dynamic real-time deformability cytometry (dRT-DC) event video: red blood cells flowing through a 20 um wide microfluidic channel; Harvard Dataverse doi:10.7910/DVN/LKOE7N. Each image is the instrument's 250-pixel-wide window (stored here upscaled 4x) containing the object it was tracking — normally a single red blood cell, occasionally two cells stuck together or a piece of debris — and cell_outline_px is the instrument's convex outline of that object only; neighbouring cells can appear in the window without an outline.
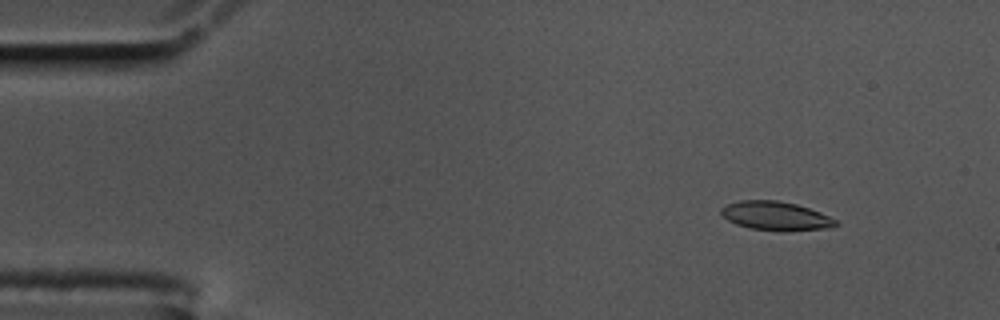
{"species": "common noctule bat (a hibernating species)", "species_latin": "Nyctalus noctula", "temperature_condition": "cold", "stored_images_in_passage": 58, "segment_of_instrument_passage": [1, 2], "camera_frame_rate_fps": 3000, "um_per_image_px": 0.085, "animal": {"sex": "male", "body_mass_g": 17.5, "forearm_length_mm": 52.3}, "frame": {"image": 1, "passage_image": 7, "time_ms": 2.0, "image_size_px": [1000, 320], "cell_outline_px": [[840, 224], [832, 228], [788, 232], [784, 232], [752, 228], [736, 224], [728, 220], [720, 212], [720, 208], [728, 204], [740, 200], [776, 200], [796, 204], [820, 212], [836, 220]], "centroid_in_image_um": [65.98, 18.37], "position_along_channel_um": 19.0, "area_um2": 19.42}}
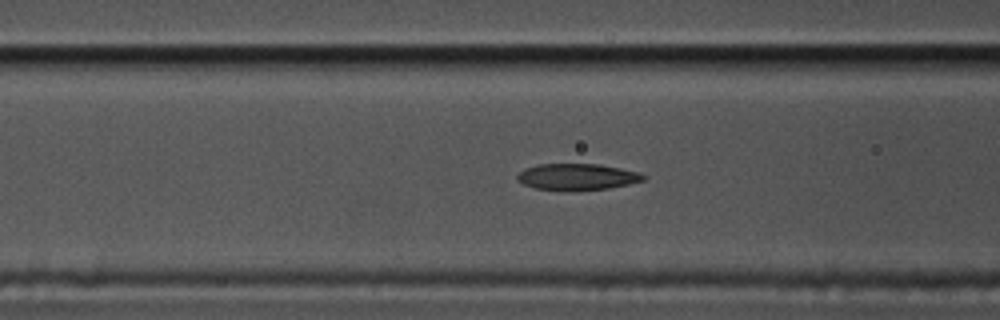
{"frame": {"image": 2, "passage_image": 23, "time_ms": 7.333, "image_size_px": [1000, 320], "cell_outline_px": [[648, 176], [644, 180], [628, 184], [608, 188], [536, 188], [524, 184], [516, 180], [516, 176], [524, 168], [540, 164], [600, 164], [640, 172]], "centroid_in_image_um": [49.09, 14.98], "position_along_channel_um": 117.5, "area_um2": 18.67}}
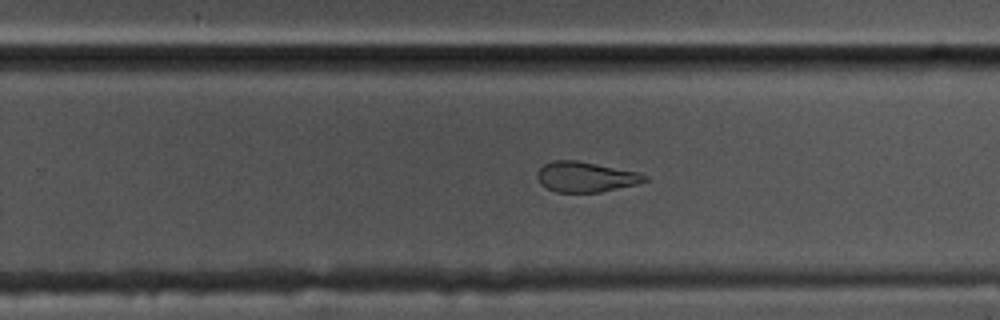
{"frame": {"image": 3, "passage_image": 37, "time_ms": 12.0, "image_size_px": [1000, 320], "cell_outline_px": [[648, 180], [636, 184], [600, 192], [556, 192], [540, 184], [536, 176], [536, 172], [544, 164], [552, 160], [576, 160], [640, 172], [648, 176]], "centroid_in_image_um": [49.77, 15.03], "position_along_channel_um": 280.0, "area_um2": 19.02}}